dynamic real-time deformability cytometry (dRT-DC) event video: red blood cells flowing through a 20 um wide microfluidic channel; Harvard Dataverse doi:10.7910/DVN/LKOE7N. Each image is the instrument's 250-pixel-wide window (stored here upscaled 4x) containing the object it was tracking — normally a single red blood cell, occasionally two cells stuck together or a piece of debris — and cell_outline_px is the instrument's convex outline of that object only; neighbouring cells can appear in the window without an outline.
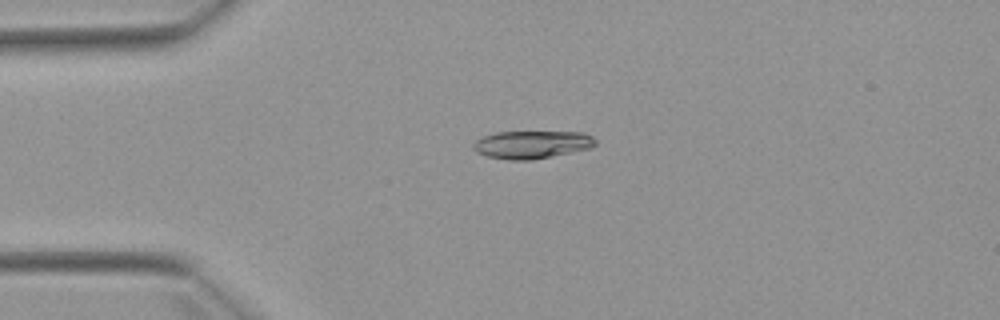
{"species": "Egyptian fruit bat (a non-hibernating species)", "species_latin": "Rousettus aegyptiacus", "temperature_condition": "warm", "stored_images_in_passage": 4, "camera_frame_rate_fps": 3000, "um_per_image_px": 0.085, "animal": {"sex": "female"}, "frame": {"image": 1, "passage_image": 3, "time_ms": 2.333, "image_size_px": [1000, 320], "cell_outline_px": [[596, 144], [588, 148], [572, 152], [532, 160], [508, 160], [488, 156], [476, 152], [472, 148], [472, 144], [476, 140], [484, 136], [496, 132], [584, 132], [592, 136], [596, 140]], "centroid_in_image_um": [45.19, 12.29], "position_along_channel_um": 39.8, "area_um2": 19.77}}